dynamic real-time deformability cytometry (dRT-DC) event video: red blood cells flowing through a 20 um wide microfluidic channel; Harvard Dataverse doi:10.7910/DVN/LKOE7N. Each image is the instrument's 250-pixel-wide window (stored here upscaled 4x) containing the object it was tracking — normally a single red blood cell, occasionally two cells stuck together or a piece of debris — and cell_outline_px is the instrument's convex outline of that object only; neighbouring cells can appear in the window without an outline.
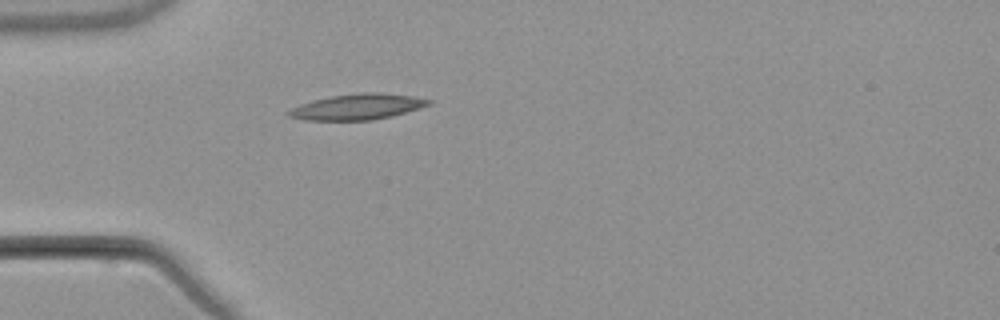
{"species": "common noctule bat (a hibernating species)", "species_latin": "Nyctalus noctula", "temperature_condition": "warm", "stored_images_in_passage": 7, "camera_frame_rate_fps": 3000, "um_per_image_px": 0.085, "animal": {"sex": "male", "body_mass_g": 21.5, "forearm_length_mm": 52.0}, "frame": {"image": 1, "passage_image": 7, "time_ms": 8.0, "image_size_px": [1000, 320], "cell_outline_px": [[432, 104], [420, 108], [392, 116], [372, 120], [304, 120], [288, 116], [284, 112], [300, 104], [312, 100], [332, 96], [360, 92], [380, 92], [412, 96], [432, 100]], "centroid_in_image_um": [30.38, 9.07], "position_along_channel_um": 54.6, "area_um2": 21.1}}